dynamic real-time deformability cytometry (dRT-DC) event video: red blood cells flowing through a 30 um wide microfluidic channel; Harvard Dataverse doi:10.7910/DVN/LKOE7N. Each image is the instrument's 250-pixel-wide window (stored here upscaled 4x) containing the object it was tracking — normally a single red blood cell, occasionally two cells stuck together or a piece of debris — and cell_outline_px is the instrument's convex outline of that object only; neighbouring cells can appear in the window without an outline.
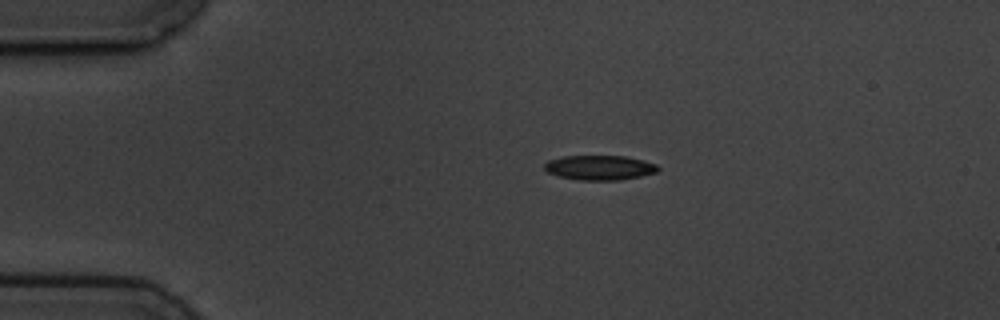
{"species": "common noctule bat (a hibernating species)", "species_latin": "Nyctalus noctula", "temperature_condition": "cold", "stored_images_in_passage": 13, "camera_frame_rate_fps": 3000, "um_per_image_px": 0.085, "animal": {"sex": "male", "body_mass_g": 19.5, "forearm_length_mm": 54.6}, "frame": {"image": 1, "passage_image": 1, "time_ms": 0.0, "image_size_px": [1000, 320], "cell_outline_px": [[660, 168], [656, 172], [640, 176], [620, 180], [580, 180], [560, 176], [548, 172], [544, 168], [544, 164], [548, 160], [560, 156], [628, 156], [644, 160], [656, 164]], "centroid_in_image_um": [50.97, 14.24], "position_along_channel_um": 34.0, "area_um2": 16.36}}
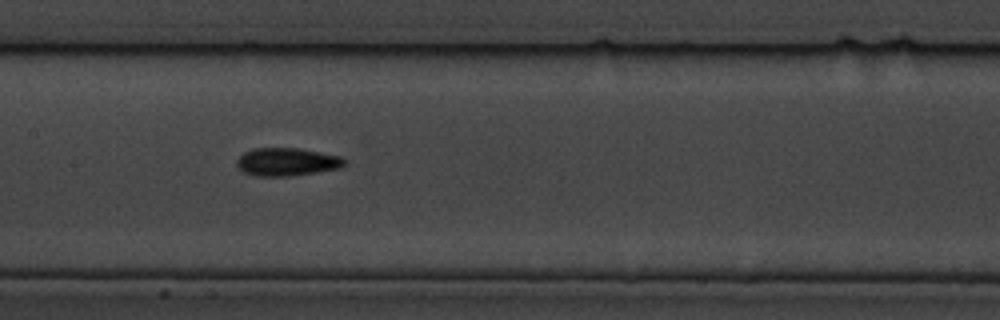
{"frame": {"image": 2, "passage_image": 6, "time_ms": 5.333, "image_size_px": [1000, 320], "cell_outline_px": [[348, 164], [340, 168], [316, 172], [288, 176], [256, 176], [244, 172], [236, 164], [236, 160], [244, 152], [252, 148], [296, 148], [340, 156]], "centroid_in_image_um": [24.37, 13.76], "position_along_channel_um": 183.0, "area_um2": 17.46}}
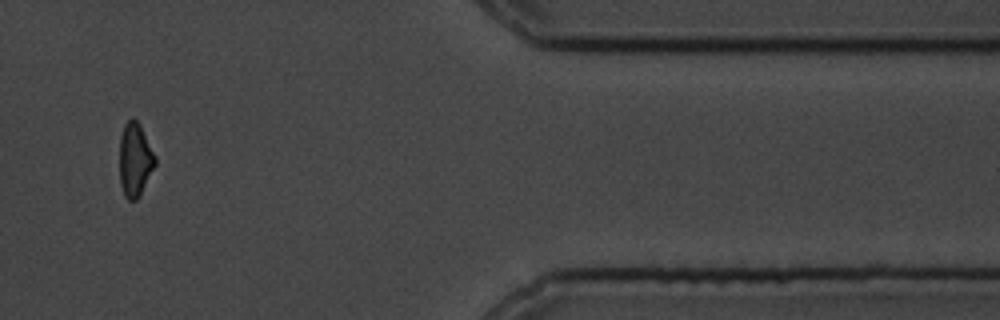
{"frame": {"image": 3, "passage_image": 11, "time_ms": 12.333, "image_size_px": [1000, 320], "cell_outline_px": [[156, 164], [140, 196], [136, 200], [128, 200], [124, 196], [120, 184], [120, 136], [124, 124], [132, 116], [140, 124], [156, 156]], "centroid_in_image_um": [11.48, 13.57], "position_along_channel_um": 399.9, "area_um2": 15.49}, "authors_computed_cell_mechanics": {"area_um2": 16.2418, "velocity_mm_per_s": 3.61, "shape_relaxation_time_tau1_ms": 5.4161, "shape_relaxation_time_tau2_ms": 5.2609, "deformation_change_tau1": 0.1404, "deformation_change_tau2": 0.1218}}